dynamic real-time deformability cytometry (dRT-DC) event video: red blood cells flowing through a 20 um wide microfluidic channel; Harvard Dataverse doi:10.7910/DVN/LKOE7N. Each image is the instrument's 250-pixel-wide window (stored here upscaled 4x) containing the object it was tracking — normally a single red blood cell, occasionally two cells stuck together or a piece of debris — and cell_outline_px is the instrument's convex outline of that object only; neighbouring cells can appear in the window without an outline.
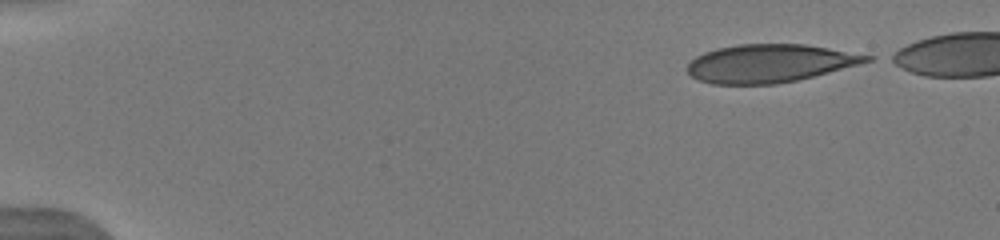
{"species": "human", "species_latin": "Homo sapiens", "temperature_condition": "warm", "stored_images_in_passage": 34, "camera_frame_rate_fps": 3000, "um_per_image_px": 0.085, "donor": {"sex": "male"}, "frame": {"image": 1, "passage_image": 1, "time_ms": 0.0, "image_size_px": [1000, 240], "cell_outline_px": [[876, 56], [872, 60], [828, 72], [796, 80], [776, 84], [712, 84], [700, 80], [692, 76], [688, 72], [688, 64], [696, 56], [704, 52], [716, 48], [736, 44], [804, 44]], "centroid_in_image_um": [65.4, 5.37], "position_along_channel_um": 19.6, "area_um2": 39.48}, "authors_computed_cell_mechanics": {"area_um2": 41.6738, "velocity_mm_per_s": 4.1103, "shape_relaxation_time_tau1_ms": 7.3524, "shape_relaxation_time_tau2_ms": 0.6033, "deformation_change_tau1": 0.2525, "deformation_change_tau2": 0.0727}}